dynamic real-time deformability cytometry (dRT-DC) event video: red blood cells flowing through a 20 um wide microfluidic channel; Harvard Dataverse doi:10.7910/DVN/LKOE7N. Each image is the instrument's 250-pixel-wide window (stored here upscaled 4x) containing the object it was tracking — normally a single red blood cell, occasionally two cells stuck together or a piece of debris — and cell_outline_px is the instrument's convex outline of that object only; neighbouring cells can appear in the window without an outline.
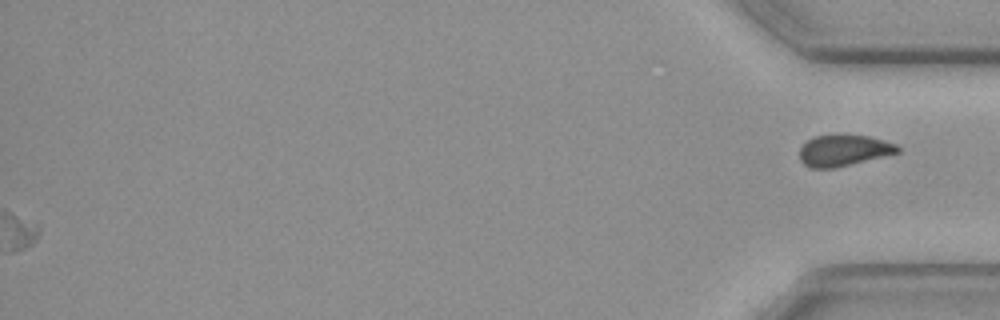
{"species": "common noctule bat (a hibernating species)", "species_latin": "Nyctalus noctula", "temperature_condition": "cold", "stored_images_in_passage": 54, "segment_of_instrument_passage": [2, 2], "camera_frame_rate_fps": 3000, "um_per_image_px": 0.085, "animal": {"sex": "female", "body_mass_g": 19.3, "forearm_length_mm": 54.1}, "frame": {"image": 1, "passage_image": 54, "time_ms": 17.667, "image_size_px": [1000, 320], "cell_outline_px": [[900, 152], [836, 168], [812, 168], [804, 164], [800, 160], [800, 148], [812, 136], [868, 136], [884, 140], [896, 144], [900, 148]], "centroid_in_image_um": [71.72, 12.8], "position_along_channel_um": 363.5, "area_um2": 17.57}}